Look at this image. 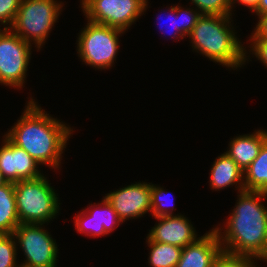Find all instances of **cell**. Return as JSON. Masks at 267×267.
<instances>
[{
  "instance_id": "6da1fadb",
  "label": "cell",
  "mask_w": 267,
  "mask_h": 267,
  "mask_svg": "<svg viewBox=\"0 0 267 267\" xmlns=\"http://www.w3.org/2000/svg\"><path fill=\"white\" fill-rule=\"evenodd\" d=\"M266 198L267 192H240L225 231L214 228L223 251L267 261V207L261 203Z\"/></svg>"
},
{
  "instance_id": "7a4b0ae2",
  "label": "cell",
  "mask_w": 267,
  "mask_h": 267,
  "mask_svg": "<svg viewBox=\"0 0 267 267\" xmlns=\"http://www.w3.org/2000/svg\"><path fill=\"white\" fill-rule=\"evenodd\" d=\"M30 99L23 115L6 136L16 146L26 150L38 164L57 169L73 130L69 125L49 116L34 99Z\"/></svg>"
},
{
  "instance_id": "3957f363",
  "label": "cell",
  "mask_w": 267,
  "mask_h": 267,
  "mask_svg": "<svg viewBox=\"0 0 267 267\" xmlns=\"http://www.w3.org/2000/svg\"><path fill=\"white\" fill-rule=\"evenodd\" d=\"M230 16L204 15L197 19L189 34L192 48L211 61L231 67H241L249 57L243 44L237 39ZM230 24V25H229Z\"/></svg>"
},
{
  "instance_id": "277c9868",
  "label": "cell",
  "mask_w": 267,
  "mask_h": 267,
  "mask_svg": "<svg viewBox=\"0 0 267 267\" xmlns=\"http://www.w3.org/2000/svg\"><path fill=\"white\" fill-rule=\"evenodd\" d=\"M14 193L20 224H44L56 218L58 194L44 175L14 183Z\"/></svg>"
},
{
  "instance_id": "5b68a950",
  "label": "cell",
  "mask_w": 267,
  "mask_h": 267,
  "mask_svg": "<svg viewBox=\"0 0 267 267\" xmlns=\"http://www.w3.org/2000/svg\"><path fill=\"white\" fill-rule=\"evenodd\" d=\"M61 4L55 0H21L10 29L40 50L61 13Z\"/></svg>"
},
{
  "instance_id": "8992f818",
  "label": "cell",
  "mask_w": 267,
  "mask_h": 267,
  "mask_svg": "<svg viewBox=\"0 0 267 267\" xmlns=\"http://www.w3.org/2000/svg\"><path fill=\"white\" fill-rule=\"evenodd\" d=\"M123 32L117 28L88 21L78 36V56L82 62L95 69L110 68L116 59L119 49L118 39Z\"/></svg>"
},
{
  "instance_id": "52a82bcc",
  "label": "cell",
  "mask_w": 267,
  "mask_h": 267,
  "mask_svg": "<svg viewBox=\"0 0 267 267\" xmlns=\"http://www.w3.org/2000/svg\"><path fill=\"white\" fill-rule=\"evenodd\" d=\"M148 0H82L88 21L126 31L148 6Z\"/></svg>"
},
{
  "instance_id": "ba28073f",
  "label": "cell",
  "mask_w": 267,
  "mask_h": 267,
  "mask_svg": "<svg viewBox=\"0 0 267 267\" xmlns=\"http://www.w3.org/2000/svg\"><path fill=\"white\" fill-rule=\"evenodd\" d=\"M31 44L10 28L0 30V84L22 88L31 55Z\"/></svg>"
},
{
  "instance_id": "9c48e42d",
  "label": "cell",
  "mask_w": 267,
  "mask_h": 267,
  "mask_svg": "<svg viewBox=\"0 0 267 267\" xmlns=\"http://www.w3.org/2000/svg\"><path fill=\"white\" fill-rule=\"evenodd\" d=\"M44 224H19L13 235L24 251L21 267H56L58 246L41 226Z\"/></svg>"
},
{
  "instance_id": "30bf717a",
  "label": "cell",
  "mask_w": 267,
  "mask_h": 267,
  "mask_svg": "<svg viewBox=\"0 0 267 267\" xmlns=\"http://www.w3.org/2000/svg\"><path fill=\"white\" fill-rule=\"evenodd\" d=\"M119 219H136L151 212V183L139 182L120 188L104 196Z\"/></svg>"
},
{
  "instance_id": "8fae6325",
  "label": "cell",
  "mask_w": 267,
  "mask_h": 267,
  "mask_svg": "<svg viewBox=\"0 0 267 267\" xmlns=\"http://www.w3.org/2000/svg\"><path fill=\"white\" fill-rule=\"evenodd\" d=\"M0 148V170L7 182L40 177L37 161L23 148L16 146L6 135Z\"/></svg>"
},
{
  "instance_id": "7c38bea8",
  "label": "cell",
  "mask_w": 267,
  "mask_h": 267,
  "mask_svg": "<svg viewBox=\"0 0 267 267\" xmlns=\"http://www.w3.org/2000/svg\"><path fill=\"white\" fill-rule=\"evenodd\" d=\"M94 204H91L88 209H83L75 217V228L78 233L92 237L107 235L122 223L105 198L102 199L101 203Z\"/></svg>"
},
{
  "instance_id": "4fadbf2b",
  "label": "cell",
  "mask_w": 267,
  "mask_h": 267,
  "mask_svg": "<svg viewBox=\"0 0 267 267\" xmlns=\"http://www.w3.org/2000/svg\"><path fill=\"white\" fill-rule=\"evenodd\" d=\"M155 225L146 238L159 243H167L183 248L194 243L198 238L195 228L183 215L157 217Z\"/></svg>"
},
{
  "instance_id": "5bb4252c",
  "label": "cell",
  "mask_w": 267,
  "mask_h": 267,
  "mask_svg": "<svg viewBox=\"0 0 267 267\" xmlns=\"http://www.w3.org/2000/svg\"><path fill=\"white\" fill-rule=\"evenodd\" d=\"M210 231L183 247L176 267H213L222 246L215 229Z\"/></svg>"
},
{
  "instance_id": "9a60e30c",
  "label": "cell",
  "mask_w": 267,
  "mask_h": 267,
  "mask_svg": "<svg viewBox=\"0 0 267 267\" xmlns=\"http://www.w3.org/2000/svg\"><path fill=\"white\" fill-rule=\"evenodd\" d=\"M267 141V130H257L252 134L239 135L229 143L225 152L245 171L259 155L262 145Z\"/></svg>"
},
{
  "instance_id": "2e32d148",
  "label": "cell",
  "mask_w": 267,
  "mask_h": 267,
  "mask_svg": "<svg viewBox=\"0 0 267 267\" xmlns=\"http://www.w3.org/2000/svg\"><path fill=\"white\" fill-rule=\"evenodd\" d=\"M234 184L239 188V193L244 191V171L224 152L212 165L210 186L217 191Z\"/></svg>"
},
{
  "instance_id": "e0dca14e",
  "label": "cell",
  "mask_w": 267,
  "mask_h": 267,
  "mask_svg": "<svg viewBox=\"0 0 267 267\" xmlns=\"http://www.w3.org/2000/svg\"><path fill=\"white\" fill-rule=\"evenodd\" d=\"M19 224L14 183L7 182L0 186V234H13Z\"/></svg>"
},
{
  "instance_id": "ac0fdd59",
  "label": "cell",
  "mask_w": 267,
  "mask_h": 267,
  "mask_svg": "<svg viewBox=\"0 0 267 267\" xmlns=\"http://www.w3.org/2000/svg\"><path fill=\"white\" fill-rule=\"evenodd\" d=\"M244 175V191L267 192V141Z\"/></svg>"
},
{
  "instance_id": "d6986e66",
  "label": "cell",
  "mask_w": 267,
  "mask_h": 267,
  "mask_svg": "<svg viewBox=\"0 0 267 267\" xmlns=\"http://www.w3.org/2000/svg\"><path fill=\"white\" fill-rule=\"evenodd\" d=\"M150 253L148 263L151 267H176L183 248L167 243L151 241L147 238Z\"/></svg>"
},
{
  "instance_id": "ffe728a7",
  "label": "cell",
  "mask_w": 267,
  "mask_h": 267,
  "mask_svg": "<svg viewBox=\"0 0 267 267\" xmlns=\"http://www.w3.org/2000/svg\"><path fill=\"white\" fill-rule=\"evenodd\" d=\"M16 242L13 234H0V267H21L16 263Z\"/></svg>"
},
{
  "instance_id": "44dd1931",
  "label": "cell",
  "mask_w": 267,
  "mask_h": 267,
  "mask_svg": "<svg viewBox=\"0 0 267 267\" xmlns=\"http://www.w3.org/2000/svg\"><path fill=\"white\" fill-rule=\"evenodd\" d=\"M196 9L204 15L231 16V0H191ZM231 11V12H230Z\"/></svg>"
},
{
  "instance_id": "7402d4cb",
  "label": "cell",
  "mask_w": 267,
  "mask_h": 267,
  "mask_svg": "<svg viewBox=\"0 0 267 267\" xmlns=\"http://www.w3.org/2000/svg\"><path fill=\"white\" fill-rule=\"evenodd\" d=\"M254 257L231 254L221 251L213 267H256Z\"/></svg>"
},
{
  "instance_id": "603a6c76",
  "label": "cell",
  "mask_w": 267,
  "mask_h": 267,
  "mask_svg": "<svg viewBox=\"0 0 267 267\" xmlns=\"http://www.w3.org/2000/svg\"><path fill=\"white\" fill-rule=\"evenodd\" d=\"M165 196L167 197V192H165L163 188L151 184V214L153 215V217L157 218L173 215L172 212L174 208H172L171 210L167 209V205H165L164 201L166 202L168 200L165 199ZM163 197L165 200H163Z\"/></svg>"
},
{
  "instance_id": "cb8c5ba5",
  "label": "cell",
  "mask_w": 267,
  "mask_h": 267,
  "mask_svg": "<svg viewBox=\"0 0 267 267\" xmlns=\"http://www.w3.org/2000/svg\"><path fill=\"white\" fill-rule=\"evenodd\" d=\"M21 0H0V22L10 28L16 18ZM9 23V24H8Z\"/></svg>"
},
{
  "instance_id": "d4e9b609",
  "label": "cell",
  "mask_w": 267,
  "mask_h": 267,
  "mask_svg": "<svg viewBox=\"0 0 267 267\" xmlns=\"http://www.w3.org/2000/svg\"><path fill=\"white\" fill-rule=\"evenodd\" d=\"M181 6L177 5V15H180V21H181V34L185 37L189 36V34L192 32L193 27L197 23V19L201 16V13L199 11L194 9H181Z\"/></svg>"
},
{
  "instance_id": "484cf974",
  "label": "cell",
  "mask_w": 267,
  "mask_h": 267,
  "mask_svg": "<svg viewBox=\"0 0 267 267\" xmlns=\"http://www.w3.org/2000/svg\"><path fill=\"white\" fill-rule=\"evenodd\" d=\"M252 54H254L261 63L267 66V38H250Z\"/></svg>"
},
{
  "instance_id": "4316f807",
  "label": "cell",
  "mask_w": 267,
  "mask_h": 267,
  "mask_svg": "<svg viewBox=\"0 0 267 267\" xmlns=\"http://www.w3.org/2000/svg\"><path fill=\"white\" fill-rule=\"evenodd\" d=\"M259 21L250 38H267V13L260 15Z\"/></svg>"
},
{
  "instance_id": "83f0119b",
  "label": "cell",
  "mask_w": 267,
  "mask_h": 267,
  "mask_svg": "<svg viewBox=\"0 0 267 267\" xmlns=\"http://www.w3.org/2000/svg\"><path fill=\"white\" fill-rule=\"evenodd\" d=\"M169 11H170V14H171L169 16L172 17V21H171L172 22V25L174 24V28H175L174 29L175 31L173 32L175 34V36L173 34V36H171V38H175V37H177V35H179V37H177V38H180L181 37L180 39H184V36L181 34V21H180V16L177 15V5L171 6L169 8Z\"/></svg>"
},
{
  "instance_id": "f1b7e54d",
  "label": "cell",
  "mask_w": 267,
  "mask_h": 267,
  "mask_svg": "<svg viewBox=\"0 0 267 267\" xmlns=\"http://www.w3.org/2000/svg\"><path fill=\"white\" fill-rule=\"evenodd\" d=\"M235 2H238L239 4L241 3V5H245L247 6L250 11H254L257 7H258V4L260 2V0H231V8H233V4Z\"/></svg>"
},
{
  "instance_id": "f546056e",
  "label": "cell",
  "mask_w": 267,
  "mask_h": 267,
  "mask_svg": "<svg viewBox=\"0 0 267 267\" xmlns=\"http://www.w3.org/2000/svg\"><path fill=\"white\" fill-rule=\"evenodd\" d=\"M253 12L258 16L267 13V0H260L258 7Z\"/></svg>"
},
{
  "instance_id": "4dcf8cb0",
  "label": "cell",
  "mask_w": 267,
  "mask_h": 267,
  "mask_svg": "<svg viewBox=\"0 0 267 267\" xmlns=\"http://www.w3.org/2000/svg\"><path fill=\"white\" fill-rule=\"evenodd\" d=\"M5 183H7V181L4 178V176H3V174L1 173V170H0V186H2Z\"/></svg>"
}]
</instances>
